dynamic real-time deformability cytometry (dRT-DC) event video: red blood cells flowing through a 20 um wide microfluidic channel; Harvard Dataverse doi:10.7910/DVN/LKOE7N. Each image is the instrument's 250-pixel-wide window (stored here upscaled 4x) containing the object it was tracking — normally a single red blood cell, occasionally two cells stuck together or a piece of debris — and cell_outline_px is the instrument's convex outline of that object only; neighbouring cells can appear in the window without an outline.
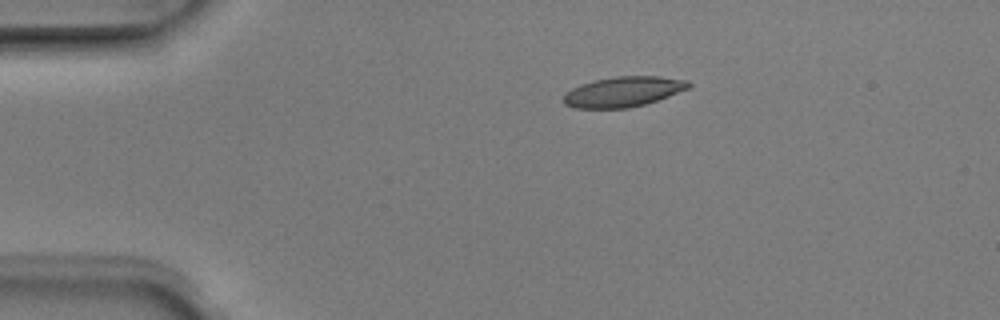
{"species": "Egyptian fruit bat (a non-hibernating species)", "species_latin": "Rousettus aegyptiacus", "temperature_condition": "room temperature", "stored_images_in_passage": 6, "camera_frame_rate_fps": 3000, "um_per_image_px": 0.085, "animal": {"sex": "male"}, "frame": {"image": 1, "passage_image": 3, "time_ms": 0.667, "image_size_px": [1000, 320], "cell_outline_px": [[692, 84], [688, 88], [668, 96], [644, 104], [628, 108], [572, 108], [564, 104], [560, 100], [564, 92], [580, 84], [596, 80], [616, 76], [660, 76], [688, 80]], "centroid_in_image_um": [52.91, 7.8], "position_along_channel_um": 32.1, "area_um2": 22.14}}
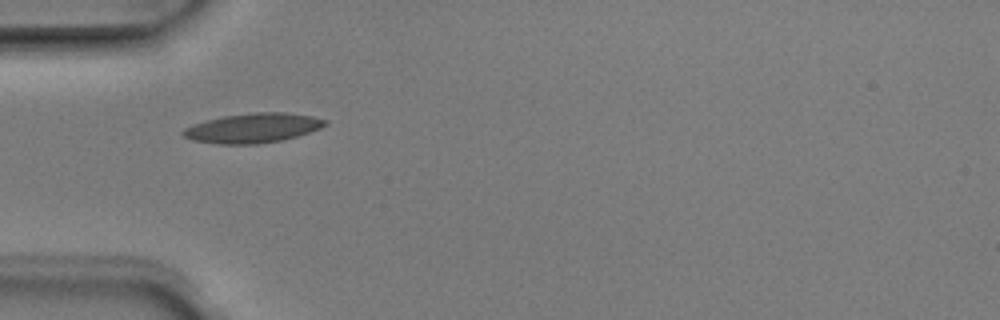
{"frame": {"image": 2, "passage_image": 5, "time_ms": 1.333, "image_size_px": [1000, 320], "cell_outline_px": [[328, 124], [320, 128], [296, 136], [280, 140], [256, 144], [220, 144], [192, 140], [184, 136], [180, 132], [184, 128], [192, 124], [224, 116], [252, 112], [284, 112], [312, 116], [328, 120]], "centroid_in_image_um": [21.49, 10.87], "position_along_channel_um": 63.5, "area_um2": 24.33}}
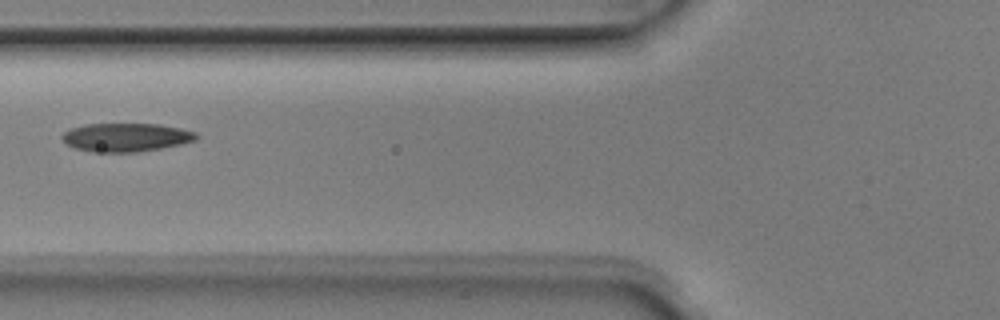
{"frame": {"image": 3, "passage_image": 6, "time_ms": 1.667, "image_size_px": [1000, 320], "cell_outline_px": [[196, 140], [180, 144], [160, 148], [136, 152], [92, 152], [76, 148], [68, 144], [60, 136], [64, 132], [72, 128], [84, 124], [160, 124], [180, 128], [196, 132]], "centroid_in_image_um": [10.7, 11.67], "position_along_channel_um": 115.1, "area_um2": 22.08}}